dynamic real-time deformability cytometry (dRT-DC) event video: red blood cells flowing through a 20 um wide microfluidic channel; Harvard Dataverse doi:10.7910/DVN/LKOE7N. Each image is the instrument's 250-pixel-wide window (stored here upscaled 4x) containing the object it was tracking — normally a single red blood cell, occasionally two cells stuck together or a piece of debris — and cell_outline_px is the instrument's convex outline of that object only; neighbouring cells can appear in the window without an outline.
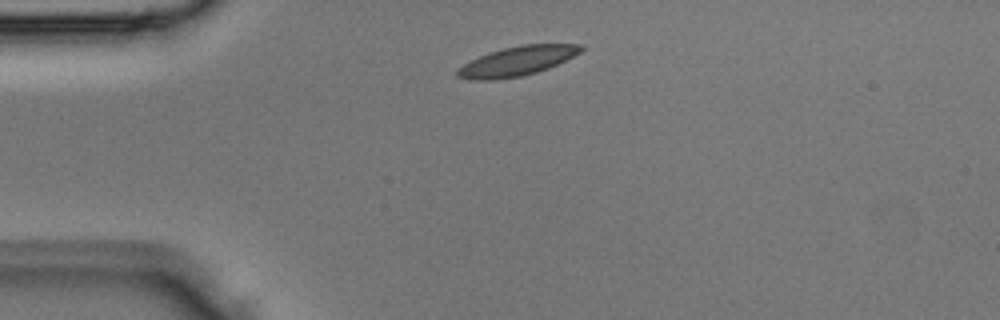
{"species": "Egyptian fruit bat (a non-hibernating species)", "species_latin": "Rousettus aegyptiacus", "temperature_condition": "room temperature", "stored_images_in_passage": 1, "camera_frame_rate_fps": 3000, "um_per_image_px": 0.085, "animal": {"sex": "male"}, "frame": {"image": 1, "passage_image": 1, "time_ms": 0.0, "image_size_px": [1000, 320], "cell_outline_px": [[584, 48], [580, 52], [548, 68], [536, 72], [520, 76], [496, 80], [468, 80], [456, 76], [456, 68], [488, 52], [504, 48], [524, 44], [584, 44]], "centroid_in_image_um": [43.91, 5.2], "position_along_channel_um": 41.1, "area_um2": 21.04}}